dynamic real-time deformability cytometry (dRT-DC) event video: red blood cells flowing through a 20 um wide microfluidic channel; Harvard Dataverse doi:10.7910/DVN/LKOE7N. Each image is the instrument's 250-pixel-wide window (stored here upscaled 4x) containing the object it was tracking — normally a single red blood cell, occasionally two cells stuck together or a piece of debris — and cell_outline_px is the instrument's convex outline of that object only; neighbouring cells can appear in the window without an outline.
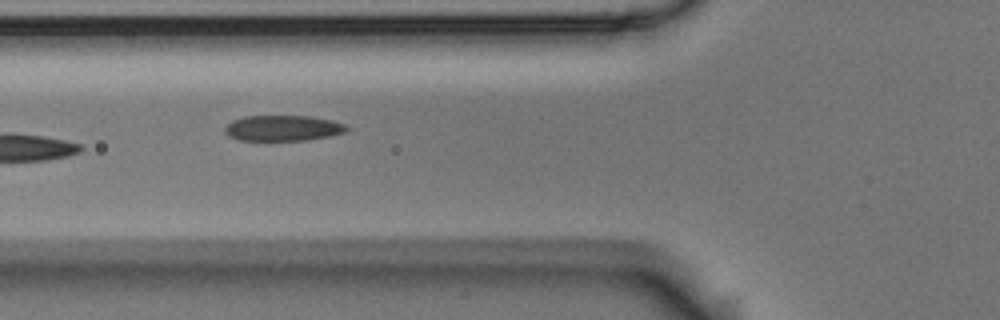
{"species": "Egyptian fruit bat (a non-hibernating species)", "species_latin": "Rousettus aegyptiacus", "temperature_condition": "room temperature", "stored_images_in_passage": 6, "camera_frame_rate_fps": 3000, "um_per_image_px": 0.085, "animal": {"sex": "male"}, "frame": {"image": 1, "passage_image": 6, "time_ms": 1.667, "image_size_px": [1000, 320], "cell_outline_px": [[348, 128], [344, 132], [328, 136], [304, 140], [240, 140], [228, 136], [224, 132], [224, 128], [232, 120], [244, 116], [312, 116], [332, 120], [344, 124]], "centroid_in_image_um": [24.0, 10.88], "position_along_channel_um": 101.8, "area_um2": 18.09}}